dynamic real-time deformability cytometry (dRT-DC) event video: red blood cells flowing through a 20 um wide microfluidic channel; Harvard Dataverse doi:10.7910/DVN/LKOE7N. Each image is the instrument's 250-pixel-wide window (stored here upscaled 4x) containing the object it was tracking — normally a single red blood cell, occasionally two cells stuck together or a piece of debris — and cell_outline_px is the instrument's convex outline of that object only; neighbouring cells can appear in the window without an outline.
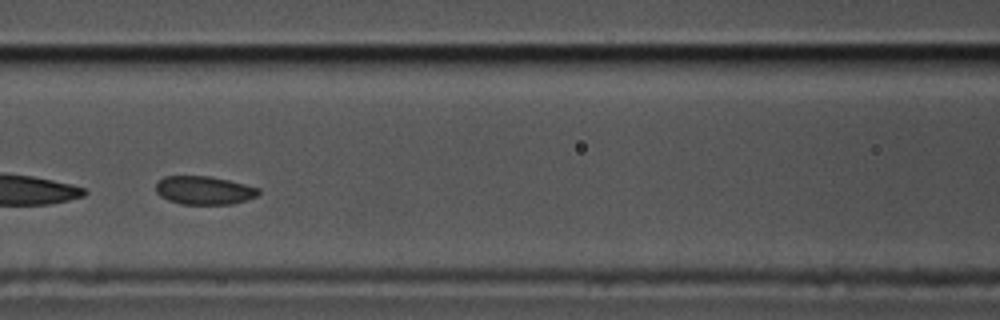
{"species": "common noctule bat (a hibernating species)", "species_latin": "Nyctalus noctula", "temperature_condition": "cold", "stored_images_in_passage": 47, "camera_frame_rate_fps": 3000, "um_per_image_px": 0.085, "animal": {"sex": "male", "body_mass_g": 17.5, "forearm_length_mm": 52.3}, "frame": {"image": 1, "passage_image": 16, "time_ms": 5.0, "image_size_px": [1000, 320], "cell_outline_px": [[260, 192], [256, 196], [232, 204], [180, 204], [168, 200], [160, 196], [156, 192], [156, 184], [164, 176], [208, 176], [228, 180], [260, 188]], "centroid_in_image_um": [17.33, 16.18], "position_along_channel_um": 149.3, "area_um2": 16.88}}
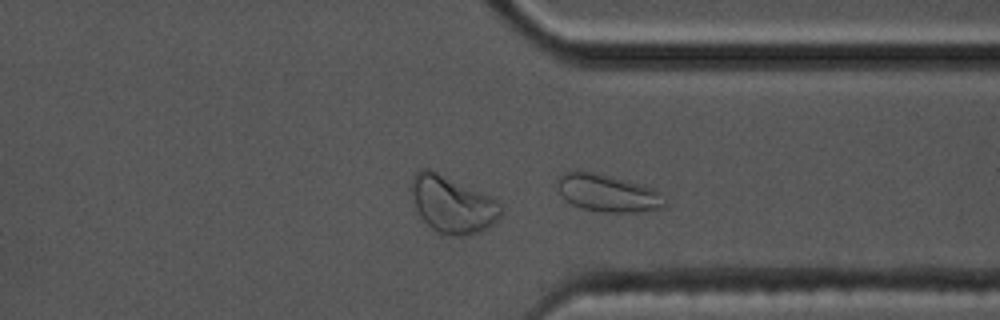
{"frame": {"image": 2, "passage_image": 34, "time_ms": 11.0, "image_size_px": [1000, 320], "cell_outline_px": [[664, 204], [660, 208], [636, 212], [604, 212], [580, 208], [564, 200], [556, 184], [556, 180], [564, 172], [592, 172], [608, 176], [652, 188], [656, 192]], "centroid_in_image_um": [51.54, 16.43], "position_along_channel_um": 359.9, "area_um2": 22.6}, "authors_computed_cell_mechanics": {"area_um2": 19.1896, "velocity_mm_per_s": 3.5099, "shape_relaxation_time_tau1_ms": null, "shape_relaxation_time_tau2_ms": 2.0799, "deformation_change_tau1": null, "deformation_change_tau2": 0.0567}}